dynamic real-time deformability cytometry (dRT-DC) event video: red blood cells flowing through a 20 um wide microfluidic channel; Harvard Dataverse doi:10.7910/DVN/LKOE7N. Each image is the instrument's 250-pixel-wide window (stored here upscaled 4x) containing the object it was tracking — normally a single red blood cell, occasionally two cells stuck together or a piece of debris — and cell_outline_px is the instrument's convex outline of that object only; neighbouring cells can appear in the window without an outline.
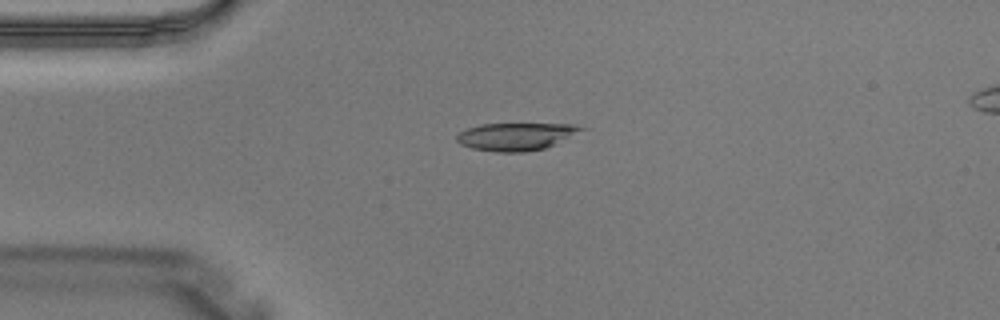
{"species": "Egyptian fruit bat (a non-hibernating species)", "species_latin": "Rousettus aegyptiacus", "temperature_condition": "warm", "stored_images_in_passage": 4, "camera_frame_rate_fps": 3000, "um_per_image_px": 0.085, "animal": {"sex": "male"}, "frame": {"image": 1, "passage_image": 3, "time_ms": 0.667, "image_size_px": [1000, 320], "cell_outline_px": [[588, 128], [544, 148], [524, 152], [496, 152], [472, 148], [460, 144], [456, 140], [456, 136], [460, 132], [468, 128], [480, 124], [576, 124]], "centroid_in_image_um": [43.84, 11.6], "position_along_channel_um": 41.2, "area_um2": 19.83}}